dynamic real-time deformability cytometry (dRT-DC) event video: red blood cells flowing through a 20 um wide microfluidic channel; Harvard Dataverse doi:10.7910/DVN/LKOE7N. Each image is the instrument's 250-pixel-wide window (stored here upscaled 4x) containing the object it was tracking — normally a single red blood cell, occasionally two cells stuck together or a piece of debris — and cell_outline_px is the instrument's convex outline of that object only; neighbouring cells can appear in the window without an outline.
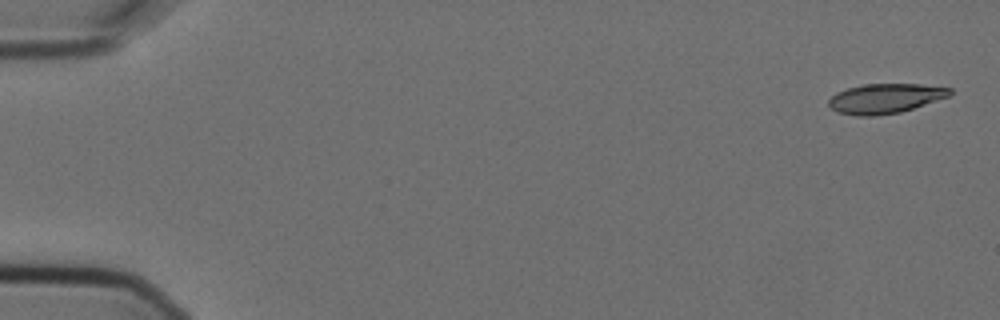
{"species": "Egyptian fruit bat (a non-hibernating species)", "species_latin": "Rousettus aegyptiacus", "temperature_condition": "cold", "stored_images_in_passage": 5, "camera_frame_rate_fps": 3000, "um_per_image_px": 0.085, "animal": {"sex": "female"}, "frame": {"image": 1, "passage_image": 1, "time_ms": 0.0, "image_size_px": [1000, 320], "cell_outline_px": [[952, 92], [948, 96], [900, 112], [872, 116], [856, 116], [840, 112], [832, 108], [828, 104], [828, 100], [836, 92], [848, 88], [864, 84], [920, 84], [952, 88]], "centroid_in_image_um": [75.22, 8.36], "position_along_channel_um": 9.8, "area_um2": 20.69}}
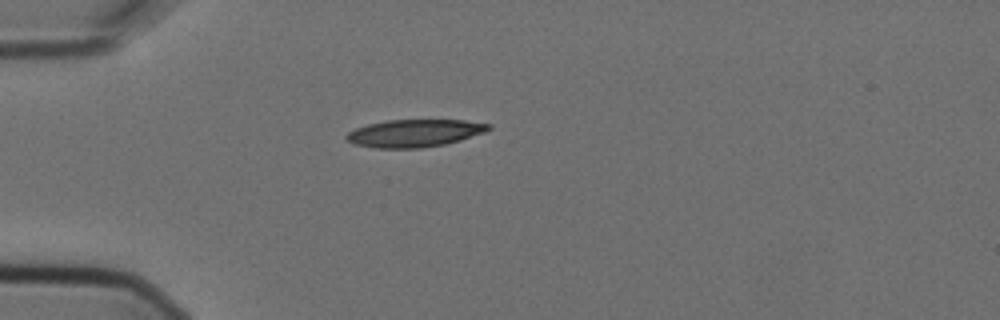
{"frame": {"image": 2, "passage_image": 5, "time_ms": 1.333, "image_size_px": [1000, 320], "cell_outline_px": [[492, 128], [484, 132], [460, 140], [444, 144], [420, 148], [376, 148], [356, 144], [348, 140], [344, 136], [348, 132], [356, 128], [368, 124], [388, 120], [464, 120], [492, 124]], "centroid_in_image_um": [35.25, 11.31], "position_along_channel_um": 49.8, "area_um2": 22.66}}